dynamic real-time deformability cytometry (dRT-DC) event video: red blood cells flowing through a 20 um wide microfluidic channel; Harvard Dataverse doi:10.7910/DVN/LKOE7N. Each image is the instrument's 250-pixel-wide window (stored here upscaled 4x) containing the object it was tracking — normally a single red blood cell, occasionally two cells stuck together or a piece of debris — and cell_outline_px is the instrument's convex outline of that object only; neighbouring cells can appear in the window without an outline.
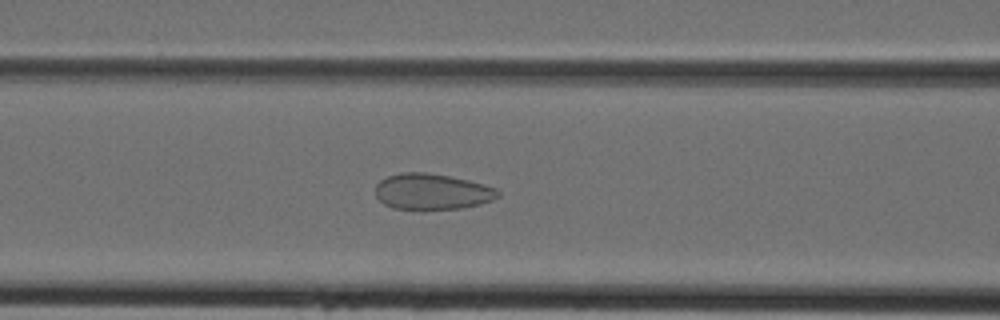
{"species": "Egyptian fruit bat (a non-hibernating species)", "species_latin": "Rousettus aegyptiacus", "temperature_condition": "cold", "stored_images_in_passage": 44, "camera_frame_rate_fps": 3000, "um_per_image_px": 0.085, "animal": {"sex": "female"}, "frame": {"image": 1, "passage_image": 18, "time_ms": 5.667, "image_size_px": [1000, 320], "cell_outline_px": [[500, 196], [492, 200], [480, 204], [460, 208], [424, 212], [392, 208], [384, 204], [376, 196], [376, 184], [380, 180], [388, 176], [400, 172], [424, 172], [448, 176], [468, 180], [484, 184], [496, 188], [500, 192]], "centroid_in_image_um": [36.71, 16.32], "position_along_channel_um": 129.9, "area_um2": 26.36}}
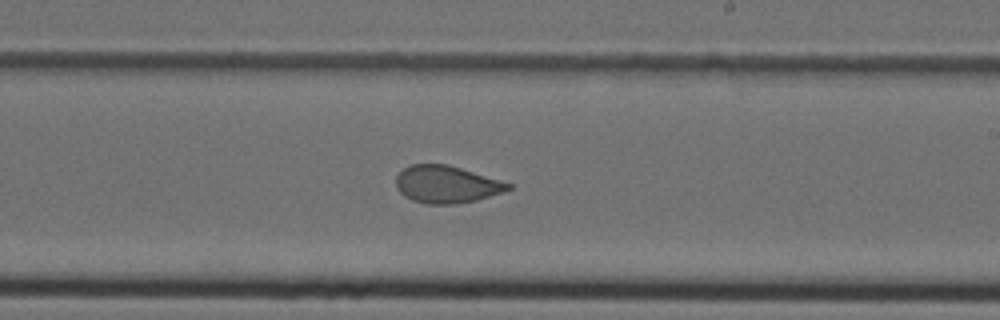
{"frame": {"image": 2, "passage_image": 26, "time_ms": 8.333, "image_size_px": [1000, 320], "cell_outline_px": [[512, 188], [504, 192], [476, 200], [452, 204], [428, 204], [412, 200], [404, 196], [396, 188], [396, 176], [404, 168], [412, 164], [448, 164], [512, 184]], "centroid_in_image_um": [37.93, 15.67], "position_along_channel_um": 251.1, "area_um2": 24.28}}
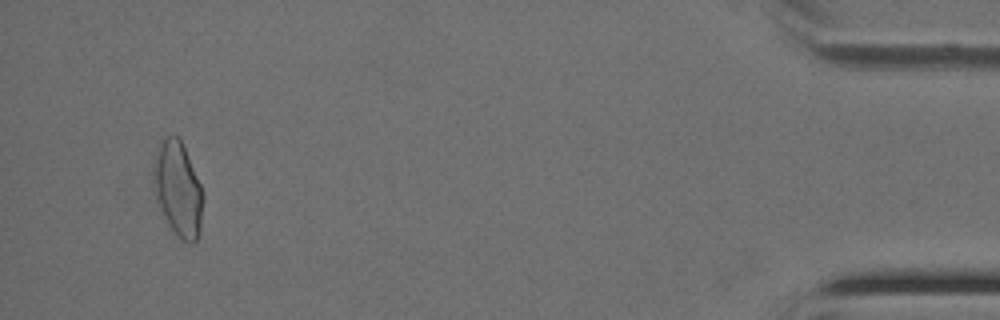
{"frame": {"image": 3, "passage_image": 42, "time_ms": 13.667, "image_size_px": [1000, 320], "cell_outline_px": [[204, 196], [200, 232], [196, 240], [192, 244], [188, 244], [168, 224], [156, 200], [152, 172], [156, 148], [160, 136], [176, 136], [180, 140], [184, 148], [204, 192]], "centroid_in_image_um": [15.12, 16.03], "position_along_channel_um": 420.1, "area_um2": 27.46}}